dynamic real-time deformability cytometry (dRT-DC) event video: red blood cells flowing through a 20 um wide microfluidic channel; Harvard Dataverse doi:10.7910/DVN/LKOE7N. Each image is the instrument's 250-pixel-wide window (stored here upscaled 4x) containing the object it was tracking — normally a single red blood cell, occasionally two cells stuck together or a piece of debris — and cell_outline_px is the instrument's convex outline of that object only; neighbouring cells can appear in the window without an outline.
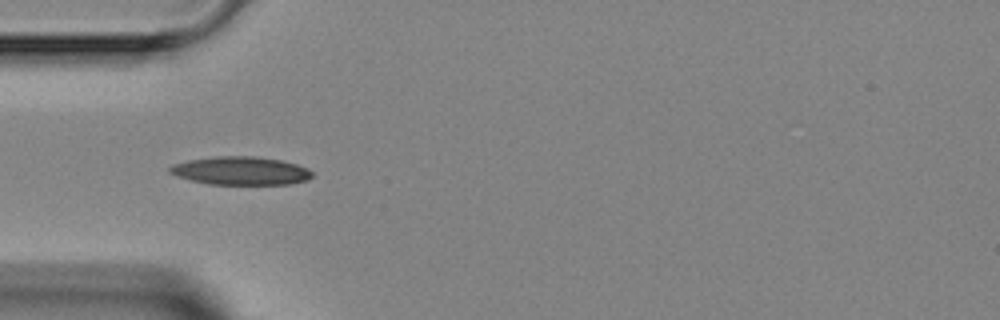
{"species": "Egyptian fruit bat (a non-hibernating species)", "species_latin": "Rousettus aegyptiacus", "temperature_condition": "room temperature", "stored_images_in_passage": 3, "camera_frame_rate_fps": 3000, "um_per_image_px": 0.085, "animal": {"sex": "female"}, "frame": {"image": 1, "passage_image": 1, "time_ms": 0.0, "image_size_px": [1000, 320], "cell_outline_px": [[312, 176], [308, 180], [288, 184], [208, 184], [176, 176], [168, 172], [168, 168], [176, 164], [188, 160], [216, 156], [256, 156], [280, 160], [296, 164], [308, 168], [312, 172]], "centroid_in_image_um": [20.47, 14.51], "position_along_channel_um": 64.5, "area_um2": 23.35}}
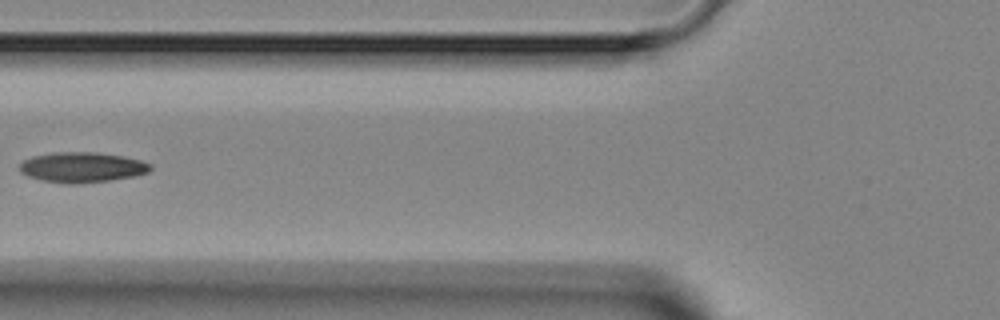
{"frame": {"image": 2, "passage_image": 2, "time_ms": 1.333, "image_size_px": [1000, 320], "cell_outline_px": [[152, 168], [148, 172], [132, 176], [108, 180], [72, 184], [44, 180], [28, 176], [20, 172], [20, 164], [24, 160], [32, 156], [56, 152], [96, 152], [124, 156], [140, 160], [152, 164]], "centroid_in_image_um": [6.98, 14.2], "position_along_channel_um": 118.8, "area_um2": 22.77}}
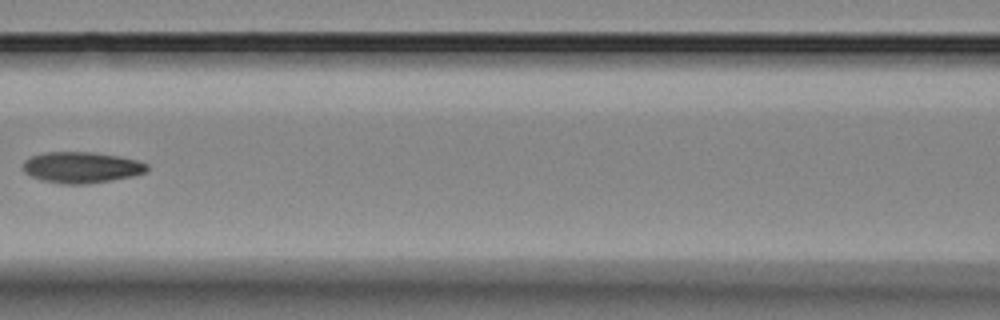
{"frame": {"image": 3, "passage_image": 3, "time_ms": 2.333, "image_size_px": [1000, 320], "cell_outline_px": [[148, 168], [144, 172], [132, 176], [112, 180], [88, 184], [64, 184], [44, 180], [32, 176], [24, 172], [24, 160], [32, 156], [48, 152], [92, 152], [120, 156], [136, 160], [148, 164]], "centroid_in_image_um": [6.94, 14.22], "position_along_channel_um": 159.7, "area_um2": 22.25}}